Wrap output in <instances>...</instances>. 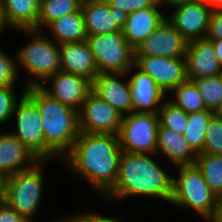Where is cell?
Instances as JSON below:
<instances>
[{"instance_id": "7402d4cb", "label": "cell", "mask_w": 222, "mask_h": 222, "mask_svg": "<svg viewBox=\"0 0 222 222\" xmlns=\"http://www.w3.org/2000/svg\"><path fill=\"white\" fill-rule=\"evenodd\" d=\"M166 14L158 2L153 7L128 14L122 29L125 40L135 49L163 22Z\"/></svg>"}, {"instance_id": "bcb514c9", "label": "cell", "mask_w": 222, "mask_h": 222, "mask_svg": "<svg viewBox=\"0 0 222 222\" xmlns=\"http://www.w3.org/2000/svg\"><path fill=\"white\" fill-rule=\"evenodd\" d=\"M2 179L0 178V200H1Z\"/></svg>"}, {"instance_id": "836d02e7", "label": "cell", "mask_w": 222, "mask_h": 222, "mask_svg": "<svg viewBox=\"0 0 222 222\" xmlns=\"http://www.w3.org/2000/svg\"><path fill=\"white\" fill-rule=\"evenodd\" d=\"M157 2L158 0H108L110 10L125 11L127 14L153 7Z\"/></svg>"}, {"instance_id": "5b68a950", "label": "cell", "mask_w": 222, "mask_h": 222, "mask_svg": "<svg viewBox=\"0 0 222 222\" xmlns=\"http://www.w3.org/2000/svg\"><path fill=\"white\" fill-rule=\"evenodd\" d=\"M54 162L57 161L40 160L26 170L3 178L1 199L30 222H37L43 210L41 206L45 205L42 204L46 195L45 187H48V184L45 185V167Z\"/></svg>"}, {"instance_id": "f1b7e54d", "label": "cell", "mask_w": 222, "mask_h": 222, "mask_svg": "<svg viewBox=\"0 0 222 222\" xmlns=\"http://www.w3.org/2000/svg\"><path fill=\"white\" fill-rule=\"evenodd\" d=\"M197 86L207 110L222 112V75L191 80Z\"/></svg>"}, {"instance_id": "b9f144b4", "label": "cell", "mask_w": 222, "mask_h": 222, "mask_svg": "<svg viewBox=\"0 0 222 222\" xmlns=\"http://www.w3.org/2000/svg\"><path fill=\"white\" fill-rule=\"evenodd\" d=\"M212 10H222V0H203Z\"/></svg>"}, {"instance_id": "484cf974", "label": "cell", "mask_w": 222, "mask_h": 222, "mask_svg": "<svg viewBox=\"0 0 222 222\" xmlns=\"http://www.w3.org/2000/svg\"><path fill=\"white\" fill-rule=\"evenodd\" d=\"M167 98L188 114L207 110L197 86L191 80H186L174 88Z\"/></svg>"}, {"instance_id": "4316f807", "label": "cell", "mask_w": 222, "mask_h": 222, "mask_svg": "<svg viewBox=\"0 0 222 222\" xmlns=\"http://www.w3.org/2000/svg\"><path fill=\"white\" fill-rule=\"evenodd\" d=\"M214 114L210 110L188 114V125L183 136L197 154L203 151L207 127Z\"/></svg>"}, {"instance_id": "8992f818", "label": "cell", "mask_w": 222, "mask_h": 222, "mask_svg": "<svg viewBox=\"0 0 222 222\" xmlns=\"http://www.w3.org/2000/svg\"><path fill=\"white\" fill-rule=\"evenodd\" d=\"M173 169L177 173L173 174L172 197L168 205L207 222L215 212L218 196L209 188L195 164Z\"/></svg>"}, {"instance_id": "30bf717a", "label": "cell", "mask_w": 222, "mask_h": 222, "mask_svg": "<svg viewBox=\"0 0 222 222\" xmlns=\"http://www.w3.org/2000/svg\"><path fill=\"white\" fill-rule=\"evenodd\" d=\"M122 119L115 108L91 90L79 111V130L80 133L118 135Z\"/></svg>"}, {"instance_id": "d6a6232c", "label": "cell", "mask_w": 222, "mask_h": 222, "mask_svg": "<svg viewBox=\"0 0 222 222\" xmlns=\"http://www.w3.org/2000/svg\"><path fill=\"white\" fill-rule=\"evenodd\" d=\"M199 154L222 155V115L215 113L210 119L203 151Z\"/></svg>"}, {"instance_id": "1f68e13d", "label": "cell", "mask_w": 222, "mask_h": 222, "mask_svg": "<svg viewBox=\"0 0 222 222\" xmlns=\"http://www.w3.org/2000/svg\"><path fill=\"white\" fill-rule=\"evenodd\" d=\"M6 51L9 50L0 47V87H20L22 80L17 69L16 53L14 51L12 55Z\"/></svg>"}, {"instance_id": "60d3db41", "label": "cell", "mask_w": 222, "mask_h": 222, "mask_svg": "<svg viewBox=\"0 0 222 222\" xmlns=\"http://www.w3.org/2000/svg\"><path fill=\"white\" fill-rule=\"evenodd\" d=\"M213 42L216 56L219 62L222 64V39L221 40H210Z\"/></svg>"}, {"instance_id": "44dd1931", "label": "cell", "mask_w": 222, "mask_h": 222, "mask_svg": "<svg viewBox=\"0 0 222 222\" xmlns=\"http://www.w3.org/2000/svg\"><path fill=\"white\" fill-rule=\"evenodd\" d=\"M59 50L61 71L84 76L91 82L99 74L87 40L61 44Z\"/></svg>"}, {"instance_id": "8fae6325", "label": "cell", "mask_w": 222, "mask_h": 222, "mask_svg": "<svg viewBox=\"0 0 222 222\" xmlns=\"http://www.w3.org/2000/svg\"><path fill=\"white\" fill-rule=\"evenodd\" d=\"M212 11L203 0H192L166 12V18L189 43L206 38Z\"/></svg>"}, {"instance_id": "603a6c76", "label": "cell", "mask_w": 222, "mask_h": 222, "mask_svg": "<svg viewBox=\"0 0 222 222\" xmlns=\"http://www.w3.org/2000/svg\"><path fill=\"white\" fill-rule=\"evenodd\" d=\"M41 0H0L2 20L9 31L34 29Z\"/></svg>"}, {"instance_id": "5bb4252c", "label": "cell", "mask_w": 222, "mask_h": 222, "mask_svg": "<svg viewBox=\"0 0 222 222\" xmlns=\"http://www.w3.org/2000/svg\"><path fill=\"white\" fill-rule=\"evenodd\" d=\"M187 45L182 34L165 18L134 50L135 55L178 58L185 57Z\"/></svg>"}, {"instance_id": "9a60e30c", "label": "cell", "mask_w": 222, "mask_h": 222, "mask_svg": "<svg viewBox=\"0 0 222 222\" xmlns=\"http://www.w3.org/2000/svg\"><path fill=\"white\" fill-rule=\"evenodd\" d=\"M92 91L122 116L134 112L131 87L126 73H100L92 81Z\"/></svg>"}, {"instance_id": "6da1fadb", "label": "cell", "mask_w": 222, "mask_h": 222, "mask_svg": "<svg viewBox=\"0 0 222 222\" xmlns=\"http://www.w3.org/2000/svg\"><path fill=\"white\" fill-rule=\"evenodd\" d=\"M121 152L118 135L80 133L61 164L70 178L82 179L101 200L116 183Z\"/></svg>"}, {"instance_id": "f546056e", "label": "cell", "mask_w": 222, "mask_h": 222, "mask_svg": "<svg viewBox=\"0 0 222 222\" xmlns=\"http://www.w3.org/2000/svg\"><path fill=\"white\" fill-rule=\"evenodd\" d=\"M157 114L161 127L184 134L188 125V113L177 107L168 98L162 103Z\"/></svg>"}, {"instance_id": "83f0119b", "label": "cell", "mask_w": 222, "mask_h": 222, "mask_svg": "<svg viewBox=\"0 0 222 222\" xmlns=\"http://www.w3.org/2000/svg\"><path fill=\"white\" fill-rule=\"evenodd\" d=\"M195 166L202 172L209 188L218 196H222V155L198 154Z\"/></svg>"}, {"instance_id": "4dcf8cb0", "label": "cell", "mask_w": 222, "mask_h": 222, "mask_svg": "<svg viewBox=\"0 0 222 222\" xmlns=\"http://www.w3.org/2000/svg\"><path fill=\"white\" fill-rule=\"evenodd\" d=\"M25 90L26 88L23 86L20 89L17 87H0V129H5L7 125H10L15 104L25 93Z\"/></svg>"}, {"instance_id": "7a4b0ae2", "label": "cell", "mask_w": 222, "mask_h": 222, "mask_svg": "<svg viewBox=\"0 0 222 222\" xmlns=\"http://www.w3.org/2000/svg\"><path fill=\"white\" fill-rule=\"evenodd\" d=\"M161 163L156 154L122 151L116 183L102 200H108L113 205L116 203L114 206L117 207V204L126 203L133 197H142L146 201L153 199L168 206L172 197L173 172Z\"/></svg>"}, {"instance_id": "277c9868", "label": "cell", "mask_w": 222, "mask_h": 222, "mask_svg": "<svg viewBox=\"0 0 222 222\" xmlns=\"http://www.w3.org/2000/svg\"><path fill=\"white\" fill-rule=\"evenodd\" d=\"M12 32L28 38L21 47L15 48L19 76L26 78L22 86H40L48 77L60 71L59 44L53 39L41 30L20 29ZM21 73H24L23 76Z\"/></svg>"}, {"instance_id": "d590c367", "label": "cell", "mask_w": 222, "mask_h": 222, "mask_svg": "<svg viewBox=\"0 0 222 222\" xmlns=\"http://www.w3.org/2000/svg\"><path fill=\"white\" fill-rule=\"evenodd\" d=\"M95 209H87V211L85 212H81L80 213L89 221V222H126L124 221L123 218L126 217H121L118 216L117 213L116 215H108L107 213H105V215L103 214V212H100Z\"/></svg>"}, {"instance_id": "f6af8a7d", "label": "cell", "mask_w": 222, "mask_h": 222, "mask_svg": "<svg viewBox=\"0 0 222 222\" xmlns=\"http://www.w3.org/2000/svg\"><path fill=\"white\" fill-rule=\"evenodd\" d=\"M80 4H84V3H86V2H88V1H90V0H77Z\"/></svg>"}, {"instance_id": "e0dca14e", "label": "cell", "mask_w": 222, "mask_h": 222, "mask_svg": "<svg viewBox=\"0 0 222 222\" xmlns=\"http://www.w3.org/2000/svg\"><path fill=\"white\" fill-rule=\"evenodd\" d=\"M88 36L122 31L128 14L125 11L110 10L108 1L90 0L81 4Z\"/></svg>"}, {"instance_id": "cb8c5ba5", "label": "cell", "mask_w": 222, "mask_h": 222, "mask_svg": "<svg viewBox=\"0 0 222 222\" xmlns=\"http://www.w3.org/2000/svg\"><path fill=\"white\" fill-rule=\"evenodd\" d=\"M43 32L59 45L84 41L88 36L81 8L51 22Z\"/></svg>"}, {"instance_id": "ee69618b", "label": "cell", "mask_w": 222, "mask_h": 222, "mask_svg": "<svg viewBox=\"0 0 222 222\" xmlns=\"http://www.w3.org/2000/svg\"><path fill=\"white\" fill-rule=\"evenodd\" d=\"M49 222H62V217L60 216V218H54V221L51 219Z\"/></svg>"}, {"instance_id": "ffe728a7", "label": "cell", "mask_w": 222, "mask_h": 222, "mask_svg": "<svg viewBox=\"0 0 222 222\" xmlns=\"http://www.w3.org/2000/svg\"><path fill=\"white\" fill-rule=\"evenodd\" d=\"M155 154L163 159V162H169L171 169L177 166L194 165L198 155L182 134L160 125L157 130Z\"/></svg>"}, {"instance_id": "d6986e66", "label": "cell", "mask_w": 222, "mask_h": 222, "mask_svg": "<svg viewBox=\"0 0 222 222\" xmlns=\"http://www.w3.org/2000/svg\"><path fill=\"white\" fill-rule=\"evenodd\" d=\"M40 159L9 129H0V178L34 166Z\"/></svg>"}, {"instance_id": "2e32d148", "label": "cell", "mask_w": 222, "mask_h": 222, "mask_svg": "<svg viewBox=\"0 0 222 222\" xmlns=\"http://www.w3.org/2000/svg\"><path fill=\"white\" fill-rule=\"evenodd\" d=\"M135 112L157 114L167 94L147 74L133 65L127 72Z\"/></svg>"}, {"instance_id": "d4e9b609", "label": "cell", "mask_w": 222, "mask_h": 222, "mask_svg": "<svg viewBox=\"0 0 222 222\" xmlns=\"http://www.w3.org/2000/svg\"><path fill=\"white\" fill-rule=\"evenodd\" d=\"M81 4L77 0H41L35 30L43 31L51 22L77 12Z\"/></svg>"}, {"instance_id": "ba28073f", "label": "cell", "mask_w": 222, "mask_h": 222, "mask_svg": "<svg viewBox=\"0 0 222 222\" xmlns=\"http://www.w3.org/2000/svg\"><path fill=\"white\" fill-rule=\"evenodd\" d=\"M158 114L132 112L123 116L118 133L122 151L155 154L157 146Z\"/></svg>"}, {"instance_id": "ac0fdd59", "label": "cell", "mask_w": 222, "mask_h": 222, "mask_svg": "<svg viewBox=\"0 0 222 222\" xmlns=\"http://www.w3.org/2000/svg\"><path fill=\"white\" fill-rule=\"evenodd\" d=\"M185 60L187 80L221 75L222 64L216 56L213 42L206 38L188 43Z\"/></svg>"}, {"instance_id": "4fadbf2b", "label": "cell", "mask_w": 222, "mask_h": 222, "mask_svg": "<svg viewBox=\"0 0 222 222\" xmlns=\"http://www.w3.org/2000/svg\"><path fill=\"white\" fill-rule=\"evenodd\" d=\"M39 87L53 99L79 112L92 90V82L84 76L60 70L48 77Z\"/></svg>"}, {"instance_id": "f35d334b", "label": "cell", "mask_w": 222, "mask_h": 222, "mask_svg": "<svg viewBox=\"0 0 222 222\" xmlns=\"http://www.w3.org/2000/svg\"><path fill=\"white\" fill-rule=\"evenodd\" d=\"M207 222H222V196L218 197L215 212Z\"/></svg>"}, {"instance_id": "e575fe53", "label": "cell", "mask_w": 222, "mask_h": 222, "mask_svg": "<svg viewBox=\"0 0 222 222\" xmlns=\"http://www.w3.org/2000/svg\"><path fill=\"white\" fill-rule=\"evenodd\" d=\"M207 40L222 39V10H213L210 15L208 29L206 33Z\"/></svg>"}, {"instance_id": "7c38bea8", "label": "cell", "mask_w": 222, "mask_h": 222, "mask_svg": "<svg viewBox=\"0 0 222 222\" xmlns=\"http://www.w3.org/2000/svg\"><path fill=\"white\" fill-rule=\"evenodd\" d=\"M134 65L147 73L167 95L187 80L185 57L135 55Z\"/></svg>"}, {"instance_id": "9c48e42d", "label": "cell", "mask_w": 222, "mask_h": 222, "mask_svg": "<svg viewBox=\"0 0 222 222\" xmlns=\"http://www.w3.org/2000/svg\"><path fill=\"white\" fill-rule=\"evenodd\" d=\"M8 128L40 160H44V131L37 105L24 93L15 104ZM14 127V128H13Z\"/></svg>"}, {"instance_id": "7bdbcfd3", "label": "cell", "mask_w": 222, "mask_h": 222, "mask_svg": "<svg viewBox=\"0 0 222 222\" xmlns=\"http://www.w3.org/2000/svg\"><path fill=\"white\" fill-rule=\"evenodd\" d=\"M8 31V29L6 28V26L4 25V23H3V20H2V14H1V6H0V37H1V39H2V35H6V33H7V31ZM6 32V33H5ZM4 33V34H3ZM1 42V41H0Z\"/></svg>"}, {"instance_id": "8d00e7d4", "label": "cell", "mask_w": 222, "mask_h": 222, "mask_svg": "<svg viewBox=\"0 0 222 222\" xmlns=\"http://www.w3.org/2000/svg\"><path fill=\"white\" fill-rule=\"evenodd\" d=\"M0 222H30L23 215L12 209L2 199L0 200Z\"/></svg>"}, {"instance_id": "3957f363", "label": "cell", "mask_w": 222, "mask_h": 222, "mask_svg": "<svg viewBox=\"0 0 222 222\" xmlns=\"http://www.w3.org/2000/svg\"><path fill=\"white\" fill-rule=\"evenodd\" d=\"M25 94L37 105L44 131V160L61 162L77 140L79 112L50 97L39 86H30Z\"/></svg>"}, {"instance_id": "ab89813d", "label": "cell", "mask_w": 222, "mask_h": 222, "mask_svg": "<svg viewBox=\"0 0 222 222\" xmlns=\"http://www.w3.org/2000/svg\"><path fill=\"white\" fill-rule=\"evenodd\" d=\"M79 213V214H78ZM72 214L68 212V215H62V222H89L80 212ZM78 214V215H77Z\"/></svg>"}, {"instance_id": "74e56055", "label": "cell", "mask_w": 222, "mask_h": 222, "mask_svg": "<svg viewBox=\"0 0 222 222\" xmlns=\"http://www.w3.org/2000/svg\"><path fill=\"white\" fill-rule=\"evenodd\" d=\"M189 1L192 0H158V4L163 8L165 12H168L172 8L185 4Z\"/></svg>"}, {"instance_id": "52a82bcc", "label": "cell", "mask_w": 222, "mask_h": 222, "mask_svg": "<svg viewBox=\"0 0 222 222\" xmlns=\"http://www.w3.org/2000/svg\"><path fill=\"white\" fill-rule=\"evenodd\" d=\"M98 73H126L135 60V50L125 40L122 31L87 36Z\"/></svg>"}]
</instances>
